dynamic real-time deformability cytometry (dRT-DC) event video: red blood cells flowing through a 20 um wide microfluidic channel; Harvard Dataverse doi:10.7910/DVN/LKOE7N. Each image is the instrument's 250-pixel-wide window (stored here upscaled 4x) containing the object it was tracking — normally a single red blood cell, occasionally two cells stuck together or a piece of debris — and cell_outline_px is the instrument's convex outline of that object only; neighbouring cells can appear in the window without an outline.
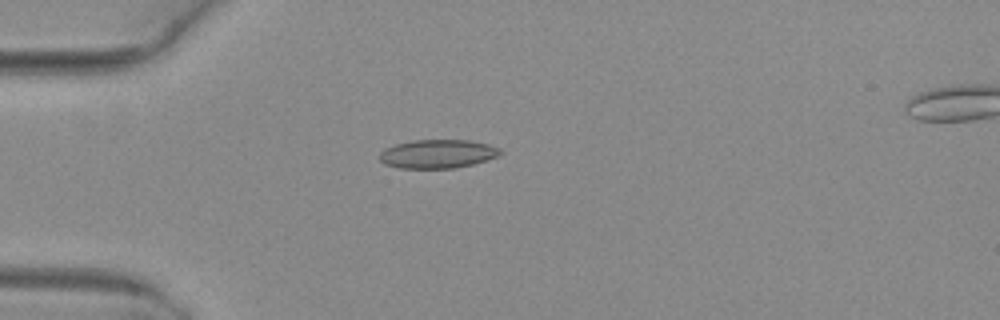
{"species": "common noctule bat (a hibernating species)", "species_latin": "Nyctalus noctula", "temperature_condition": "warm", "stored_images_in_passage": 5, "camera_frame_rate_fps": 3000, "um_per_image_px": 0.085, "animal": {"sex": "female", "body_mass_g": 29.2, "forearm_length_mm": 56.3}, "frame": {"image": 1, "passage_image": 4, "time_ms": 1.0, "image_size_px": [1000, 320], "cell_outline_px": [[500, 152], [496, 156], [488, 160], [456, 168], [400, 168], [384, 164], [380, 160], [380, 152], [384, 148], [396, 144], [412, 140], [468, 140], [488, 144], [500, 148]], "centroid_in_image_um": [37.17, 13.08], "position_along_channel_um": 47.8, "area_um2": 20.11}}